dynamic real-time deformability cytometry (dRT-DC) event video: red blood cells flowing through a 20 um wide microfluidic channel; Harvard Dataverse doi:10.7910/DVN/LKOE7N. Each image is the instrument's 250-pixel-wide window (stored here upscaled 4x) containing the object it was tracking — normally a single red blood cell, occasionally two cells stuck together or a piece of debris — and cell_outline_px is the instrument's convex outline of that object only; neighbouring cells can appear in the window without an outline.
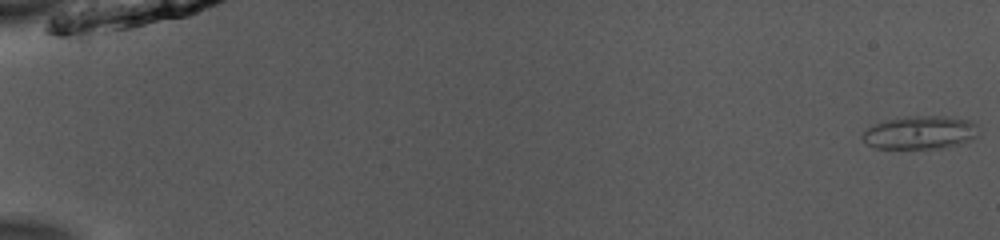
{"species": "common noctule bat (a hibernating species)", "species_latin": "Nyctalus noctula", "temperature_condition": "room temperature", "stored_images_in_passage": 51, "camera_frame_rate_fps": 3000, "um_per_image_px": 0.085, "animal": {"sex": "male", "body_mass_g": 13.0, "forearm_length_mm": 53.1}, "frame": {"image": 1, "passage_image": 1, "time_ms": 0.0, "image_size_px": [1000, 240], "cell_outline_px": [[980, 136], [972, 140], [960, 144], [944, 148], [876, 148], [868, 144], [860, 136], [864, 128], [888, 120], [908, 116], [944, 116], [972, 120], [976, 124]], "centroid_in_image_um": [78.26, 11.27], "position_along_channel_um": 6.7, "area_um2": 22.72}}
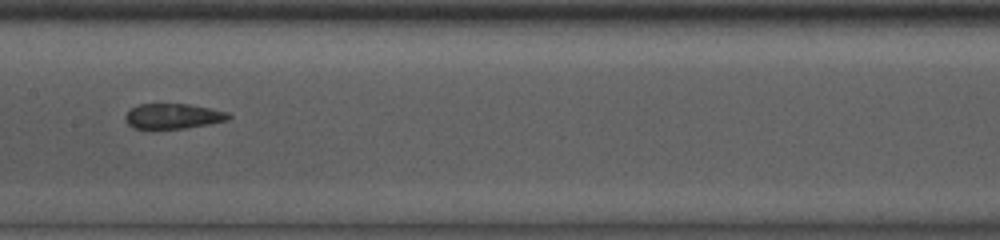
{"frame": {"image": 2, "passage_image": 28, "time_ms": 9.0, "image_size_px": [1000, 240], "cell_outline_px": [[232, 116], [228, 120], [208, 124], [184, 128], [132, 128], [124, 120], [124, 116], [132, 108], [140, 104], [188, 104], [212, 108], [228, 112]], "centroid_in_image_um": [14.73, 9.87], "position_along_channel_um": 192.7, "area_um2": 15.09}}
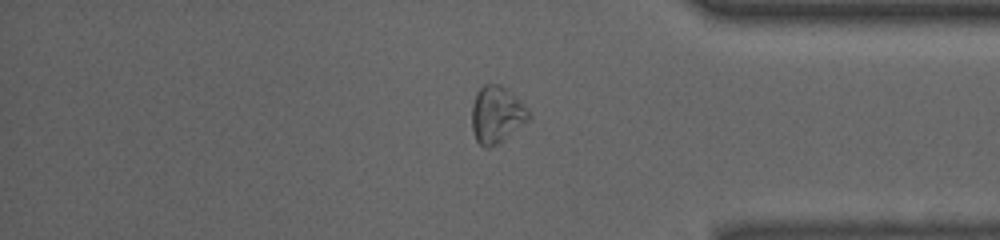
{"frame": {"image": 3, "passage_image": 44, "time_ms": 14.333, "image_size_px": [1000, 240], "cell_outline_px": [[532, 116], [528, 120], [496, 144], [488, 148], [484, 148], [476, 140], [472, 128], [472, 104], [480, 88], [484, 84], [500, 84], [516, 96], [528, 108]], "centroid_in_image_um": [42.22, 9.72], "position_along_channel_um": 393.0, "area_um2": 18.61}}